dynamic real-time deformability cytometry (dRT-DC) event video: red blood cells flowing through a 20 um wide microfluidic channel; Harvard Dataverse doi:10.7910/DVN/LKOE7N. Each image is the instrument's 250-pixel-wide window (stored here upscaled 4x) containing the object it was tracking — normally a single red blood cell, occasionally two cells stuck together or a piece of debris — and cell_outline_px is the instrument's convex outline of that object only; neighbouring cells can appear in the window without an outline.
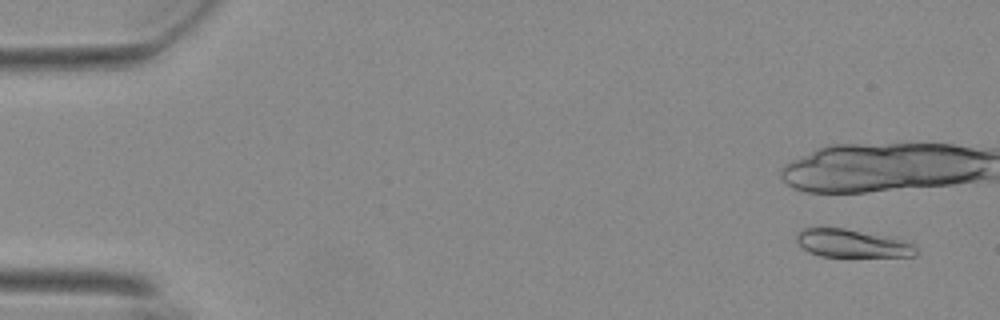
{"species": "Egyptian fruit bat (a non-hibernating species)", "species_latin": "Rousettus aegyptiacus", "temperature_condition": "warm", "stored_images_in_passage": 7, "camera_frame_rate_fps": 3000, "um_per_image_px": 0.085, "animal": {"sex": "female"}, "frame": {"image": 1, "passage_image": 1, "time_ms": 0.0, "image_size_px": [1000, 320], "cell_outline_px": [[916, 256], [820, 256], [808, 252], [796, 240], [796, 236], [800, 228], [844, 228], [896, 240], [912, 244], [916, 248]], "centroid_in_image_um": [72.32, 20.7], "position_along_channel_um": 12.7, "area_um2": 18.73}}